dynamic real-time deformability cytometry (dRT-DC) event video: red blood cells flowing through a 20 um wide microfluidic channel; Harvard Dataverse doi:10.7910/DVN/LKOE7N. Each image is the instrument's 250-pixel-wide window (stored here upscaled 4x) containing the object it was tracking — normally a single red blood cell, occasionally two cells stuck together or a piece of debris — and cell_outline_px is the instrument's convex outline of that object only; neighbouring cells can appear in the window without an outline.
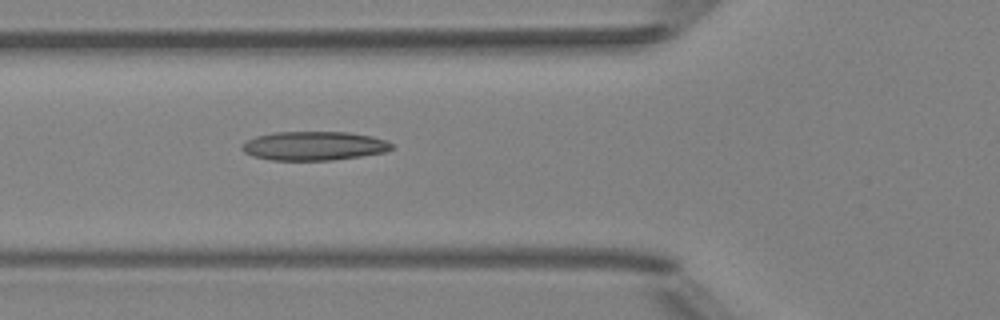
{"species": "Egyptian fruit bat (a non-hibernating species)", "species_latin": "Rousettus aegyptiacus", "temperature_condition": "room temperature", "stored_images_in_passage": 4, "camera_frame_rate_fps": 3000, "um_per_image_px": 0.085, "animal": {"sex": "female"}, "frame": {"image": 1, "passage_image": 4, "time_ms": 1.0, "image_size_px": [1000, 320], "cell_outline_px": [[392, 148], [384, 152], [360, 156], [332, 160], [272, 160], [252, 156], [244, 152], [240, 148], [248, 140], [256, 136], [272, 132], [348, 132], [372, 136], [384, 140], [392, 144]], "centroid_in_image_um": [26.66, 12.4], "position_along_channel_um": 99.1, "area_um2": 25.09}}